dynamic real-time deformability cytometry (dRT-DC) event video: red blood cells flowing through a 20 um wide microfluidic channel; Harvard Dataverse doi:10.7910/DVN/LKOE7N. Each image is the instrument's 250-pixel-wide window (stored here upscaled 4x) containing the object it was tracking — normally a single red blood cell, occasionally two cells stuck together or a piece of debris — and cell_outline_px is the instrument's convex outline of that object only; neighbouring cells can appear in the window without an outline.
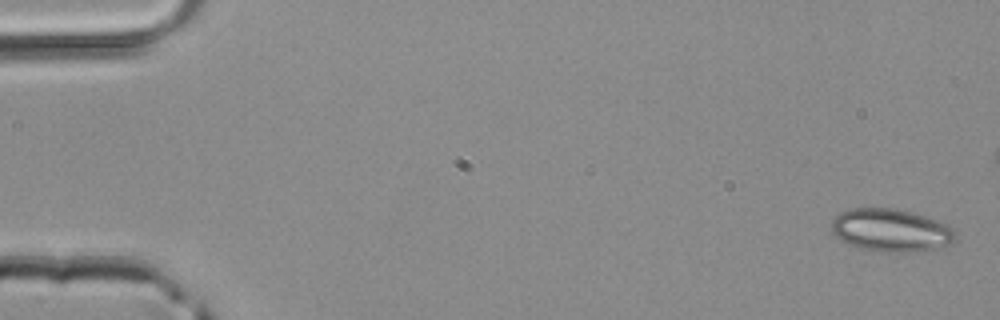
{"species": "common noctule bat (a hibernating species)", "species_latin": "Nyctalus noctula", "temperature_condition": "room temperature", "stored_images_in_passage": 5, "camera_frame_rate_fps": 3000, "um_per_image_px": 0.085, "animal": {"sex": "male", "body_mass_g": 20.4}, "frame": {"image": 1, "passage_image": 1, "time_ms": 0.0, "image_size_px": [1000, 320], "cell_outline_px": [[956, 240], [948, 244], [936, 248], [920, 252], [880, 252], [848, 244], [840, 240], [832, 232], [832, 220], [840, 212], [848, 208], [896, 208], [912, 212], [940, 220], [952, 224], [956, 232]], "centroid_in_image_um": [75.79, 19.56], "position_along_channel_um": 9.2, "area_um2": 31.44}}